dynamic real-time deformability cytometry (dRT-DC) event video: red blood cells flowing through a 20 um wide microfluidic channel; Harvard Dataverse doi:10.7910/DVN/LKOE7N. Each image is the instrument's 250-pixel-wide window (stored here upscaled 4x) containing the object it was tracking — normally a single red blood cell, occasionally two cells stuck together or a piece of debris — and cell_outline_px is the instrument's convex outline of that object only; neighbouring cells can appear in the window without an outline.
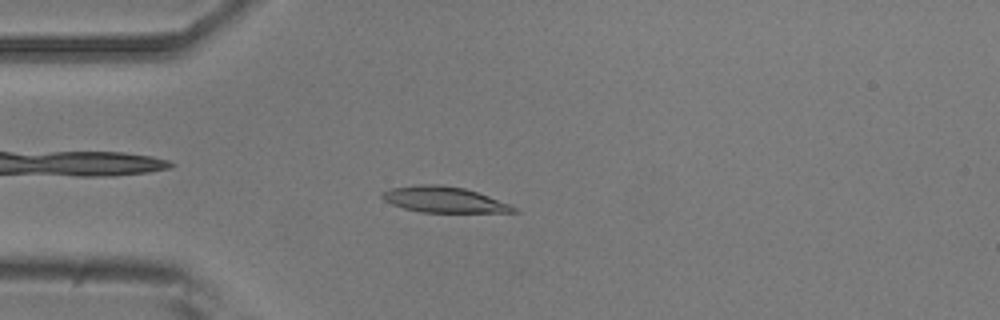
{"species": "common noctule bat (a hibernating species)", "species_latin": "Nyctalus noctula", "temperature_condition": "room temperature", "stored_images_in_passage": 3, "camera_frame_rate_fps": 3000, "um_per_image_px": 0.085, "animal": {"sex": "male", "body_mass_g": 20.5, "forearm_length_mm": 52.5}, "frame": {"image": 1, "passage_image": 3, "time_ms": 2.333, "image_size_px": [1000, 320], "cell_outline_px": [[520, 212], [420, 212], [404, 208], [392, 204], [384, 200], [380, 196], [380, 192], [392, 188], [420, 184], [440, 184], [464, 188], [512, 204]], "centroid_in_image_um": [37.73, 16.96], "position_along_channel_um": 47.3, "area_um2": 19.77}}